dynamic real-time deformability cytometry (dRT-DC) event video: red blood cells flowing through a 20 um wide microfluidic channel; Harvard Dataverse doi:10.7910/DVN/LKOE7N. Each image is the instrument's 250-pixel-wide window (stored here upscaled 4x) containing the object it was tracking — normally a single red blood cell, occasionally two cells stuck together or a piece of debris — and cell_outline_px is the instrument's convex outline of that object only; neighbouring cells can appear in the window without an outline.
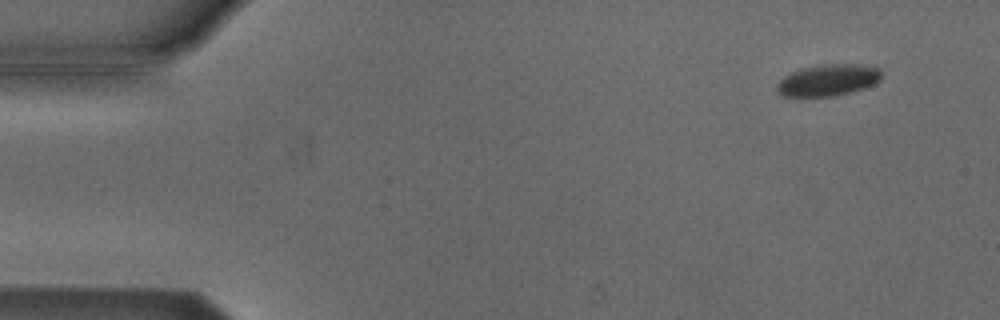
{"species": "Egyptian fruit bat (a non-hibernating species)", "species_latin": "Rousettus aegyptiacus", "temperature_condition": "cold", "stored_images_in_passage": 5, "camera_frame_rate_fps": 3000, "um_per_image_px": 0.085, "animal": {"sex": "male"}, "frame": {"image": 1, "passage_image": 2, "time_ms": 0.333, "image_size_px": [1000, 320], "cell_outline_px": [[884, 72], [880, 80], [876, 84], [852, 92], [832, 96], [784, 96], [776, 92], [776, 84], [784, 76], [800, 68], [824, 64], [860, 64], [880, 68]], "centroid_in_image_um": [70.42, 6.8], "position_along_channel_um": 14.6, "area_um2": 19.54}}
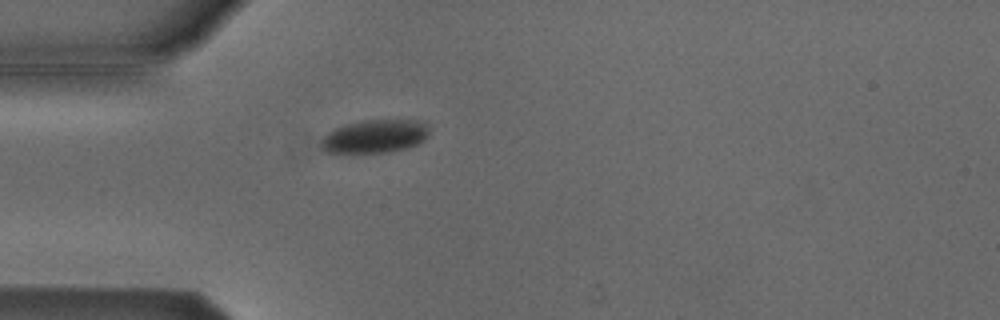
{"frame": {"image": 2, "passage_image": 5, "time_ms": 1.333, "image_size_px": [1000, 320], "cell_outline_px": [[428, 136], [424, 140], [408, 148], [388, 152], [352, 156], [324, 152], [320, 148], [320, 140], [328, 132], [336, 128], [348, 124], [364, 120], [416, 120], [428, 124]], "centroid_in_image_um": [31.79, 11.65], "position_along_channel_um": 53.2, "area_um2": 21.79}}